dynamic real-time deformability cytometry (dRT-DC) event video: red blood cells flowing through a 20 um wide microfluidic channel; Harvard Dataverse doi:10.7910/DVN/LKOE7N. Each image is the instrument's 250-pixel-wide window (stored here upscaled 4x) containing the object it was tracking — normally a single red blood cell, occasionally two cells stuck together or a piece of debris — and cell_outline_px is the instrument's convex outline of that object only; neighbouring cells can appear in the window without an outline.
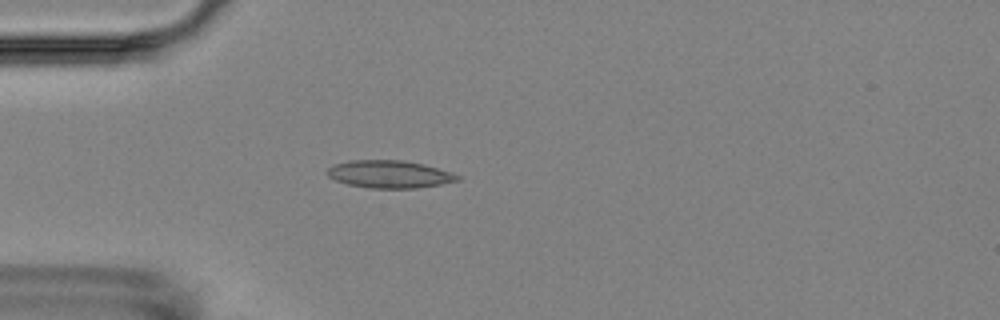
{"species": "Egyptian fruit bat (a non-hibernating species)", "species_latin": "Rousettus aegyptiacus", "temperature_condition": "room temperature", "stored_images_in_passage": 5, "camera_frame_rate_fps": 3000, "um_per_image_px": 0.085, "animal": {"sex": "female"}, "frame": {"image": 1, "passage_image": 4, "time_ms": 3.667, "image_size_px": [1000, 320], "cell_outline_px": [[460, 180], [440, 184], [416, 188], [372, 188], [348, 184], [336, 180], [328, 176], [328, 168], [336, 164], [348, 160], [404, 160], [424, 164], [452, 172], [460, 176]], "centroid_in_image_um": [33.13, 14.8], "position_along_channel_um": 51.9, "area_um2": 20.81}}